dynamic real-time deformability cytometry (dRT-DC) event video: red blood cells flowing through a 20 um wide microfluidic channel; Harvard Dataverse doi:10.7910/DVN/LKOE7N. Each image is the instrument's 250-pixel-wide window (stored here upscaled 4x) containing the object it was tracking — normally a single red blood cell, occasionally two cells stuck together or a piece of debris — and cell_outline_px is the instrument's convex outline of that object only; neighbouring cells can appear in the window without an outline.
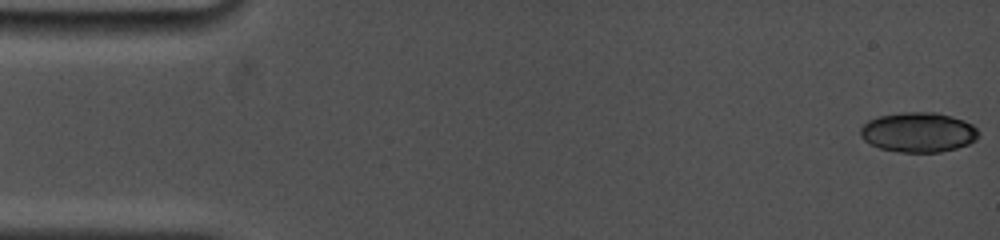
{"species": "common noctule bat (a hibernating species)", "species_latin": "Nyctalus noctula", "temperature_condition": "cold", "stored_images_in_passage": 17, "camera_frame_rate_fps": 5000, "um_per_image_px": 0.085, "animal": {"sex": "female", "body_mass_g": 19.0, "forearm_length_mm": 53.3}, "frame": {"image": 1, "passage_image": 1, "time_ms": 0.0, "image_size_px": [1000, 240], "cell_outline_px": [[980, 132], [976, 140], [968, 144], [956, 148], [940, 152], [900, 152], [880, 148], [864, 140], [860, 136], [860, 128], [868, 120], [880, 116], [900, 112], [936, 112], [952, 116], [964, 120], [972, 124]], "centroid_in_image_um": [78.07, 11.23], "position_along_channel_um": 6.9, "area_um2": 27.51}}
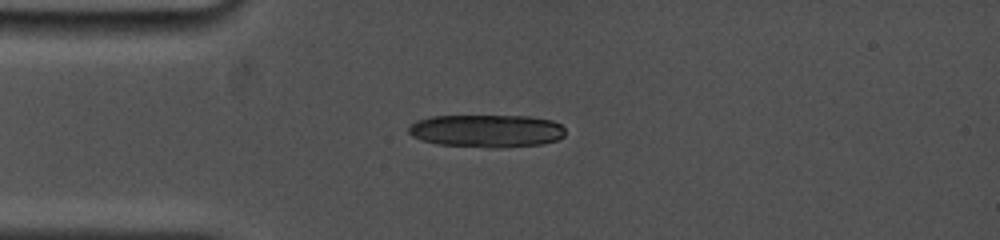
{"frame": {"image": 2, "passage_image": 15, "time_ms": 4.0, "image_size_px": [1000, 240], "cell_outline_px": [[564, 136], [556, 140], [544, 144], [500, 148], [488, 148], [436, 144], [420, 140], [412, 136], [408, 132], [408, 128], [416, 120], [432, 116], [528, 116], [552, 120], [560, 124], [564, 128]], "centroid_in_image_um": [41.35, 11.13], "position_along_channel_um": 43.6, "area_um2": 30.23}}